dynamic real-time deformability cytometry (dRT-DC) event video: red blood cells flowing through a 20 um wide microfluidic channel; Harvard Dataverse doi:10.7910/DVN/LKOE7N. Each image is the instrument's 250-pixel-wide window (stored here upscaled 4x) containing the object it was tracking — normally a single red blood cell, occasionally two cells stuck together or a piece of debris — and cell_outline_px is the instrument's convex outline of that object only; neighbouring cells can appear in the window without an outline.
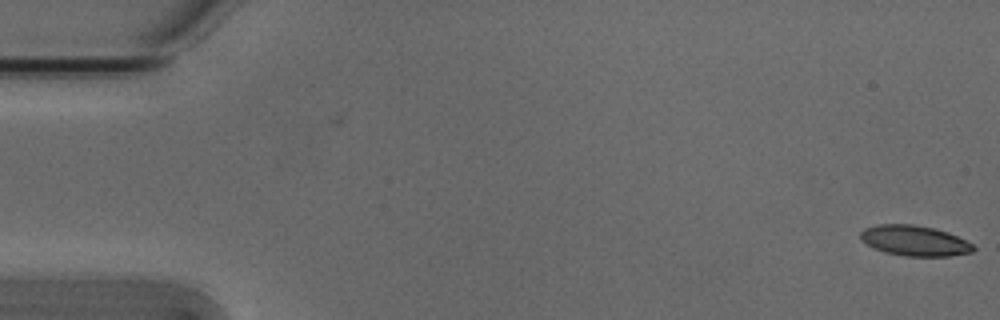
{"species": "Egyptian fruit bat (a non-hibernating species)", "species_latin": "Rousettus aegyptiacus", "temperature_condition": "cold", "stored_images_in_passage": 6, "camera_frame_rate_fps": 3000, "um_per_image_px": 0.085, "animal": {"sex": "male"}, "frame": {"image": 1, "passage_image": 6, "time_ms": 1.667, "image_size_px": [1000, 320], "cell_outline_px": [[976, 248], [972, 252], [948, 256], [904, 256], [884, 252], [872, 248], [860, 240], [860, 232], [864, 228], [880, 224], [912, 224], [932, 228], [948, 232], [972, 244]], "centroid_in_image_um": [77.69, 20.46], "position_along_channel_um": 7.3, "area_um2": 20.0}}